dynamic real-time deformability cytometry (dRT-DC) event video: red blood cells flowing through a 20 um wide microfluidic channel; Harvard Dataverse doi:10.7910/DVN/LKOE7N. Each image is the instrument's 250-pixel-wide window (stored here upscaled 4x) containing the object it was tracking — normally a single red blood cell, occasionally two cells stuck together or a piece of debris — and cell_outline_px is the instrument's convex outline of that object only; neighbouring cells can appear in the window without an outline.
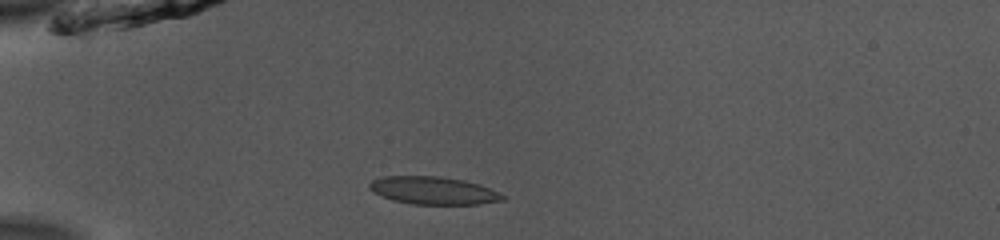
{"species": "common noctule bat (a hibernating species)", "species_latin": "Nyctalus noctula", "temperature_condition": "room temperature", "stored_images_in_passage": 51, "camera_frame_rate_fps": 3000, "um_per_image_px": 0.085, "animal": {"sex": "male", "body_mass_g": 13.0, "forearm_length_mm": 53.1}, "frame": {"image": 1, "passage_image": 14, "time_ms": 4.333, "image_size_px": [1000, 240], "cell_outline_px": [[508, 196], [504, 200], [480, 204], [412, 204], [392, 200], [368, 188], [368, 184], [372, 180], [384, 176], [440, 176], [464, 180], [480, 184]], "centroid_in_image_um": [36.88, 16.19], "position_along_channel_um": 48.1, "area_um2": 21.56}}
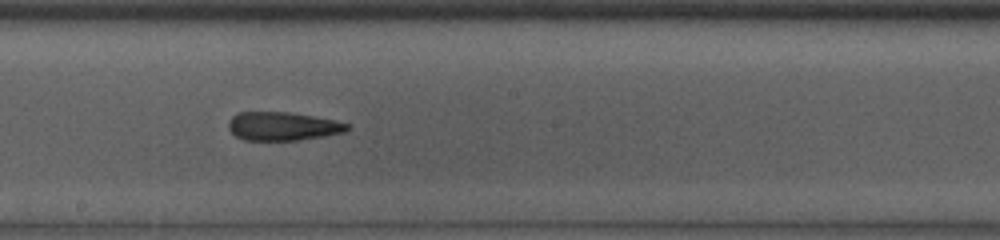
{"frame": {"image": 2, "passage_image": 29, "time_ms": 9.333, "image_size_px": [1000, 240], "cell_outline_px": [[352, 128], [344, 132], [324, 136], [300, 140], [244, 140], [236, 136], [228, 128], [228, 120], [236, 112], [288, 112], [336, 120], [352, 124]], "centroid_in_image_um": [24.05, 10.73], "position_along_channel_um": 224.1, "area_um2": 19.94}}
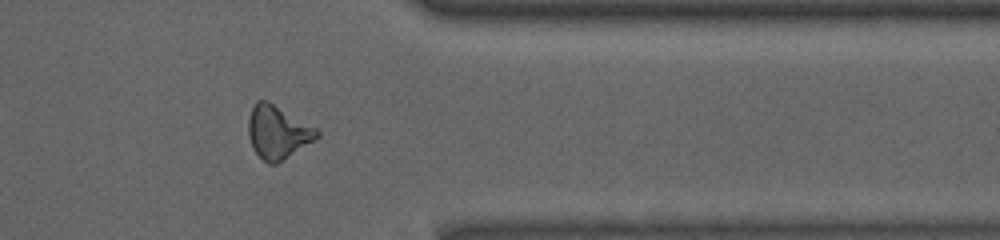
{"frame": {"image": 3, "passage_image": 42, "time_ms": 13.667, "image_size_px": [1000, 240], "cell_outline_px": [[320, 136], [276, 164], [268, 164], [252, 148], [248, 136], [248, 116], [256, 100], [268, 100], [316, 128], [320, 132]], "centroid_in_image_um": [23.57, 11.21], "position_along_channel_um": 387.8, "area_um2": 21.1}, "authors_computed_cell_mechanics": {"area_um2": 20.8658, "velocity_mm_per_s": 3.9239, "shape_relaxation_time_tau1_ms": null, "shape_relaxation_time_tau2_ms": 4.3049, "deformation_change_tau1": null, "deformation_change_tau2": 0.121}}